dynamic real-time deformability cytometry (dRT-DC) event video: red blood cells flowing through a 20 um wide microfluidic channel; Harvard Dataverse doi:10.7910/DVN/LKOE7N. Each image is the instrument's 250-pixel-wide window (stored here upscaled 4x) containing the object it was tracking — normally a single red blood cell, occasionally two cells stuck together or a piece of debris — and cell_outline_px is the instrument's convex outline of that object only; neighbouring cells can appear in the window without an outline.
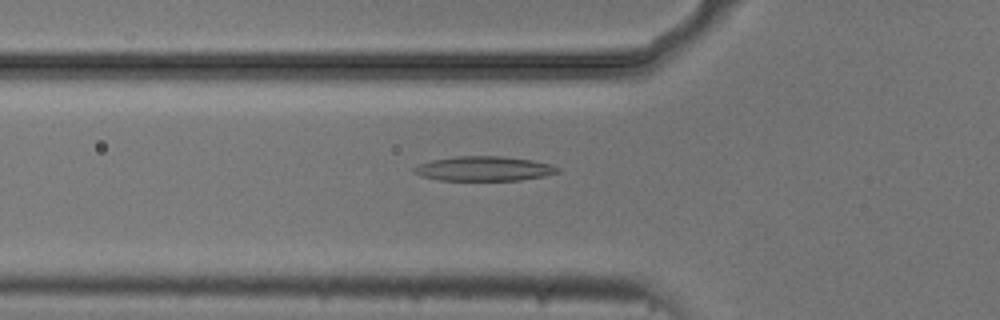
{"species": "common noctule bat (a hibernating species)", "species_latin": "Nyctalus noctula", "temperature_condition": "cold", "stored_images_in_passage": 53, "camera_frame_rate_fps": 3000, "um_per_image_px": 0.085, "animal": {"sex": "male", "body_mass_g": 20.5, "forearm_length_mm": 52.5}, "frame": {"image": 1, "passage_image": 18, "time_ms": 5.667, "image_size_px": [1000, 320], "cell_outline_px": [[560, 172], [544, 176], [520, 180], [440, 180], [420, 176], [412, 172], [412, 168], [420, 164], [432, 160], [456, 156], [500, 156], [532, 160], [552, 164], [560, 168]], "centroid_in_image_um": [41.14, 14.33], "position_along_channel_um": 84.7, "area_um2": 20.63}}
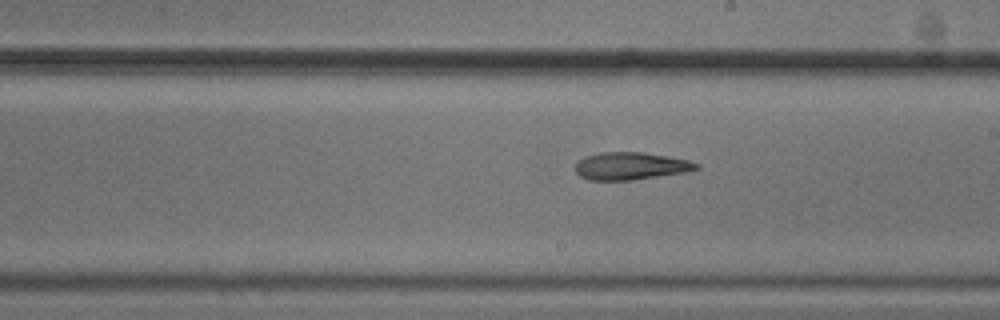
{"frame": {"image": 2, "passage_image": 30, "time_ms": 9.667, "image_size_px": [1000, 320], "cell_outline_px": [[700, 168], [684, 172], [632, 180], [592, 180], [580, 176], [576, 172], [576, 164], [584, 156], [600, 152], [644, 152], [668, 156], [688, 160], [700, 164]], "centroid_in_image_um": [53.61, 14.1], "position_along_channel_um": 235.4, "area_um2": 19.31}}
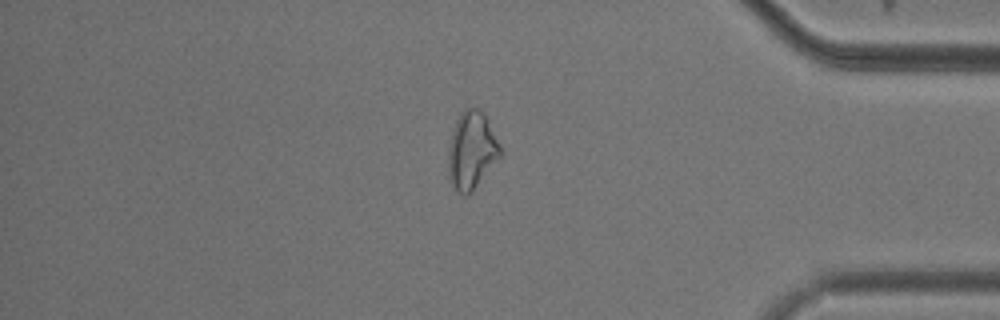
{"frame": {"image": 3, "passage_image": 45, "time_ms": 14.667, "image_size_px": [1000, 320], "cell_outline_px": [[504, 152], [472, 192], [468, 196], [464, 196], [456, 192], [448, 180], [448, 144], [456, 120], [460, 112], [464, 108], [480, 108]], "centroid_in_image_um": [40.06, 12.83], "position_along_channel_um": 395.1, "area_um2": 23.81}}